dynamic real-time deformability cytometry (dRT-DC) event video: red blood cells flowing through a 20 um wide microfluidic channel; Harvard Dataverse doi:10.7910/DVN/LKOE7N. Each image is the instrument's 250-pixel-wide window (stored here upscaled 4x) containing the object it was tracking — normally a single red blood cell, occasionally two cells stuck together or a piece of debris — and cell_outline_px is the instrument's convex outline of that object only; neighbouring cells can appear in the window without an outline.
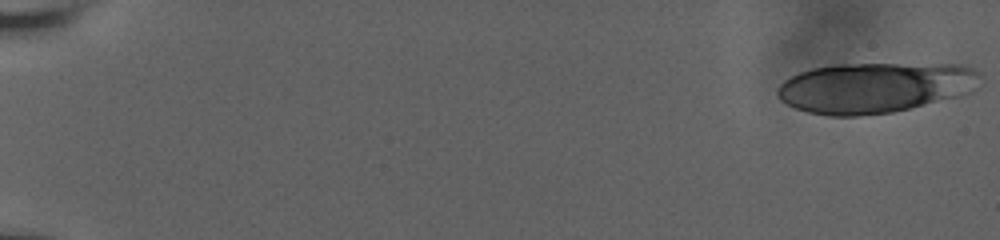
{"species": "human", "species_latin": "Homo sapiens", "temperature_condition": "room temperature", "stored_images_in_passage": 13, "camera_frame_rate_fps": 3000, "um_per_image_px": 0.085, "donor": {"sex": "male"}, "frame": {"image": 1, "passage_image": 1, "time_ms": 0.0, "image_size_px": [1000, 240], "cell_outline_px": [[984, 76], [976, 88], [972, 92], [892, 112], [856, 116], [828, 116], [808, 112], [796, 108], [780, 100], [776, 96], [776, 88], [784, 80], [800, 72], [812, 68], [836, 64], [960, 64], [972, 68], [980, 72]], "centroid_in_image_um": [74.37, 7.43], "position_along_channel_um": 10.6, "area_um2": 59.88}}